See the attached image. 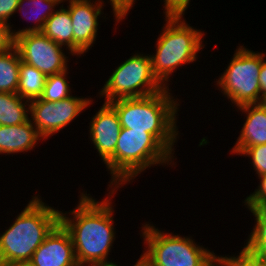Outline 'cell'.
Wrapping results in <instances>:
<instances>
[{"instance_id":"cell-1","label":"cell","mask_w":266,"mask_h":266,"mask_svg":"<svg viewBox=\"0 0 266 266\" xmlns=\"http://www.w3.org/2000/svg\"><path fill=\"white\" fill-rule=\"evenodd\" d=\"M107 191L108 196L100 202L83 191L72 211H60V223L71 235L79 266H120L108 261L116 239L111 197L118 189Z\"/></svg>"},{"instance_id":"cell-2","label":"cell","mask_w":266,"mask_h":266,"mask_svg":"<svg viewBox=\"0 0 266 266\" xmlns=\"http://www.w3.org/2000/svg\"><path fill=\"white\" fill-rule=\"evenodd\" d=\"M169 91L165 88L153 95L116 99L109 104L116 110L122 128L152 134L174 156L180 104Z\"/></svg>"},{"instance_id":"cell-3","label":"cell","mask_w":266,"mask_h":266,"mask_svg":"<svg viewBox=\"0 0 266 266\" xmlns=\"http://www.w3.org/2000/svg\"><path fill=\"white\" fill-rule=\"evenodd\" d=\"M36 194L5 232L0 234V266L29 262L33 253L60 223V211Z\"/></svg>"},{"instance_id":"cell-4","label":"cell","mask_w":266,"mask_h":266,"mask_svg":"<svg viewBox=\"0 0 266 266\" xmlns=\"http://www.w3.org/2000/svg\"><path fill=\"white\" fill-rule=\"evenodd\" d=\"M174 157L152 134L121 128L115 152L105 163L111 175L108 188L118 189L133 182L148 167L175 165Z\"/></svg>"},{"instance_id":"cell-5","label":"cell","mask_w":266,"mask_h":266,"mask_svg":"<svg viewBox=\"0 0 266 266\" xmlns=\"http://www.w3.org/2000/svg\"><path fill=\"white\" fill-rule=\"evenodd\" d=\"M184 17H165V25L157 38L156 52L150 55L152 71L158 81L169 88L170 76L180 66L198 59L203 50L204 31L194 29Z\"/></svg>"},{"instance_id":"cell-6","label":"cell","mask_w":266,"mask_h":266,"mask_svg":"<svg viewBox=\"0 0 266 266\" xmlns=\"http://www.w3.org/2000/svg\"><path fill=\"white\" fill-rule=\"evenodd\" d=\"M142 225L140 236L147 249L140 258L149 266L216 265L217 255L208 248L197 245L192 237L166 233L149 223Z\"/></svg>"},{"instance_id":"cell-7","label":"cell","mask_w":266,"mask_h":266,"mask_svg":"<svg viewBox=\"0 0 266 266\" xmlns=\"http://www.w3.org/2000/svg\"><path fill=\"white\" fill-rule=\"evenodd\" d=\"M265 55L239 44L227 69L216 79L218 90L237 108L259 103V73Z\"/></svg>"},{"instance_id":"cell-8","label":"cell","mask_w":266,"mask_h":266,"mask_svg":"<svg viewBox=\"0 0 266 266\" xmlns=\"http://www.w3.org/2000/svg\"><path fill=\"white\" fill-rule=\"evenodd\" d=\"M164 89L153 74L150 55L135 53L113 70L98 94L109 103L121 98L153 95Z\"/></svg>"},{"instance_id":"cell-9","label":"cell","mask_w":266,"mask_h":266,"mask_svg":"<svg viewBox=\"0 0 266 266\" xmlns=\"http://www.w3.org/2000/svg\"><path fill=\"white\" fill-rule=\"evenodd\" d=\"M91 99V97L80 98L71 95L57 102L46 101L41 98L30 100L29 120L45 141L67 127L85 108H88L93 102Z\"/></svg>"},{"instance_id":"cell-10","label":"cell","mask_w":266,"mask_h":266,"mask_svg":"<svg viewBox=\"0 0 266 266\" xmlns=\"http://www.w3.org/2000/svg\"><path fill=\"white\" fill-rule=\"evenodd\" d=\"M15 48L21 61L32 65L46 76L58 74L68 67L64 46L57 44L42 32L24 33L15 37Z\"/></svg>"},{"instance_id":"cell-11","label":"cell","mask_w":266,"mask_h":266,"mask_svg":"<svg viewBox=\"0 0 266 266\" xmlns=\"http://www.w3.org/2000/svg\"><path fill=\"white\" fill-rule=\"evenodd\" d=\"M67 6L73 26V56L88 52L95 44L99 25L98 18L103 15V0H63Z\"/></svg>"},{"instance_id":"cell-12","label":"cell","mask_w":266,"mask_h":266,"mask_svg":"<svg viewBox=\"0 0 266 266\" xmlns=\"http://www.w3.org/2000/svg\"><path fill=\"white\" fill-rule=\"evenodd\" d=\"M33 266H79L70 233L59 223L29 261Z\"/></svg>"},{"instance_id":"cell-13","label":"cell","mask_w":266,"mask_h":266,"mask_svg":"<svg viewBox=\"0 0 266 266\" xmlns=\"http://www.w3.org/2000/svg\"><path fill=\"white\" fill-rule=\"evenodd\" d=\"M90 120V140L97 149L104 164L113 156L121 131V124L116 110L104 102Z\"/></svg>"},{"instance_id":"cell-14","label":"cell","mask_w":266,"mask_h":266,"mask_svg":"<svg viewBox=\"0 0 266 266\" xmlns=\"http://www.w3.org/2000/svg\"><path fill=\"white\" fill-rule=\"evenodd\" d=\"M238 109L247 116L230 151L232 155H240L247 147L266 144V109L259 104L244 105Z\"/></svg>"},{"instance_id":"cell-15","label":"cell","mask_w":266,"mask_h":266,"mask_svg":"<svg viewBox=\"0 0 266 266\" xmlns=\"http://www.w3.org/2000/svg\"><path fill=\"white\" fill-rule=\"evenodd\" d=\"M42 139L30 120L13 126L0 125V154L31 151Z\"/></svg>"},{"instance_id":"cell-16","label":"cell","mask_w":266,"mask_h":266,"mask_svg":"<svg viewBox=\"0 0 266 266\" xmlns=\"http://www.w3.org/2000/svg\"><path fill=\"white\" fill-rule=\"evenodd\" d=\"M62 2L63 0H19L16 12H21L23 14L22 17L28 18V20L33 18L32 20H34L35 23L34 26H27V28L25 27L18 31L13 29L12 33L14 38L24 33L41 32L45 26L46 20L56 11L54 10L56 6H59ZM25 6L29 8V11ZM29 13L33 15L30 16V18Z\"/></svg>"},{"instance_id":"cell-17","label":"cell","mask_w":266,"mask_h":266,"mask_svg":"<svg viewBox=\"0 0 266 266\" xmlns=\"http://www.w3.org/2000/svg\"><path fill=\"white\" fill-rule=\"evenodd\" d=\"M63 5L46 20L41 32L57 44L66 46L73 56V26L69 10Z\"/></svg>"},{"instance_id":"cell-18","label":"cell","mask_w":266,"mask_h":266,"mask_svg":"<svg viewBox=\"0 0 266 266\" xmlns=\"http://www.w3.org/2000/svg\"><path fill=\"white\" fill-rule=\"evenodd\" d=\"M29 105L30 101L17 93H0V125L13 126L27 122Z\"/></svg>"},{"instance_id":"cell-19","label":"cell","mask_w":266,"mask_h":266,"mask_svg":"<svg viewBox=\"0 0 266 266\" xmlns=\"http://www.w3.org/2000/svg\"><path fill=\"white\" fill-rule=\"evenodd\" d=\"M46 78L47 76L37 68L21 61L17 94L29 101L40 98L44 91Z\"/></svg>"},{"instance_id":"cell-20","label":"cell","mask_w":266,"mask_h":266,"mask_svg":"<svg viewBox=\"0 0 266 266\" xmlns=\"http://www.w3.org/2000/svg\"><path fill=\"white\" fill-rule=\"evenodd\" d=\"M21 58L15 46L0 52V93H17Z\"/></svg>"},{"instance_id":"cell-21","label":"cell","mask_w":266,"mask_h":266,"mask_svg":"<svg viewBox=\"0 0 266 266\" xmlns=\"http://www.w3.org/2000/svg\"><path fill=\"white\" fill-rule=\"evenodd\" d=\"M255 217V226L251 230L244 247L253 257L266 260V208H248Z\"/></svg>"},{"instance_id":"cell-22","label":"cell","mask_w":266,"mask_h":266,"mask_svg":"<svg viewBox=\"0 0 266 266\" xmlns=\"http://www.w3.org/2000/svg\"><path fill=\"white\" fill-rule=\"evenodd\" d=\"M68 69L58 73L49 75L46 78L42 100L57 102L71 96L70 84L67 81Z\"/></svg>"},{"instance_id":"cell-23","label":"cell","mask_w":266,"mask_h":266,"mask_svg":"<svg viewBox=\"0 0 266 266\" xmlns=\"http://www.w3.org/2000/svg\"><path fill=\"white\" fill-rule=\"evenodd\" d=\"M241 155L251 157L252 166L258 176L266 174V144L247 147Z\"/></svg>"},{"instance_id":"cell-24","label":"cell","mask_w":266,"mask_h":266,"mask_svg":"<svg viewBox=\"0 0 266 266\" xmlns=\"http://www.w3.org/2000/svg\"><path fill=\"white\" fill-rule=\"evenodd\" d=\"M258 177L261 180L258 188L243 202L247 208H266V174Z\"/></svg>"},{"instance_id":"cell-25","label":"cell","mask_w":266,"mask_h":266,"mask_svg":"<svg viewBox=\"0 0 266 266\" xmlns=\"http://www.w3.org/2000/svg\"><path fill=\"white\" fill-rule=\"evenodd\" d=\"M165 17H183L188 9L190 0H163Z\"/></svg>"},{"instance_id":"cell-26","label":"cell","mask_w":266,"mask_h":266,"mask_svg":"<svg viewBox=\"0 0 266 266\" xmlns=\"http://www.w3.org/2000/svg\"><path fill=\"white\" fill-rule=\"evenodd\" d=\"M15 38L10 23L0 20V52H5L14 47Z\"/></svg>"},{"instance_id":"cell-27","label":"cell","mask_w":266,"mask_h":266,"mask_svg":"<svg viewBox=\"0 0 266 266\" xmlns=\"http://www.w3.org/2000/svg\"><path fill=\"white\" fill-rule=\"evenodd\" d=\"M18 4L19 0H0V20L8 23L9 18L16 13Z\"/></svg>"},{"instance_id":"cell-28","label":"cell","mask_w":266,"mask_h":266,"mask_svg":"<svg viewBox=\"0 0 266 266\" xmlns=\"http://www.w3.org/2000/svg\"><path fill=\"white\" fill-rule=\"evenodd\" d=\"M237 257L246 265V266H266V260H261L259 258L253 257L249 252L242 249L239 252Z\"/></svg>"},{"instance_id":"cell-29","label":"cell","mask_w":266,"mask_h":266,"mask_svg":"<svg viewBox=\"0 0 266 266\" xmlns=\"http://www.w3.org/2000/svg\"><path fill=\"white\" fill-rule=\"evenodd\" d=\"M215 266H246L237 256H217Z\"/></svg>"},{"instance_id":"cell-30","label":"cell","mask_w":266,"mask_h":266,"mask_svg":"<svg viewBox=\"0 0 266 266\" xmlns=\"http://www.w3.org/2000/svg\"><path fill=\"white\" fill-rule=\"evenodd\" d=\"M259 86L261 95L266 93V61L265 59L262 61L261 70L259 73Z\"/></svg>"},{"instance_id":"cell-31","label":"cell","mask_w":266,"mask_h":266,"mask_svg":"<svg viewBox=\"0 0 266 266\" xmlns=\"http://www.w3.org/2000/svg\"><path fill=\"white\" fill-rule=\"evenodd\" d=\"M262 108L266 109V93L261 95V98L258 103Z\"/></svg>"},{"instance_id":"cell-32","label":"cell","mask_w":266,"mask_h":266,"mask_svg":"<svg viewBox=\"0 0 266 266\" xmlns=\"http://www.w3.org/2000/svg\"><path fill=\"white\" fill-rule=\"evenodd\" d=\"M133 266H149L142 258L137 259Z\"/></svg>"},{"instance_id":"cell-33","label":"cell","mask_w":266,"mask_h":266,"mask_svg":"<svg viewBox=\"0 0 266 266\" xmlns=\"http://www.w3.org/2000/svg\"><path fill=\"white\" fill-rule=\"evenodd\" d=\"M8 266H33L30 262H18Z\"/></svg>"}]
</instances>
